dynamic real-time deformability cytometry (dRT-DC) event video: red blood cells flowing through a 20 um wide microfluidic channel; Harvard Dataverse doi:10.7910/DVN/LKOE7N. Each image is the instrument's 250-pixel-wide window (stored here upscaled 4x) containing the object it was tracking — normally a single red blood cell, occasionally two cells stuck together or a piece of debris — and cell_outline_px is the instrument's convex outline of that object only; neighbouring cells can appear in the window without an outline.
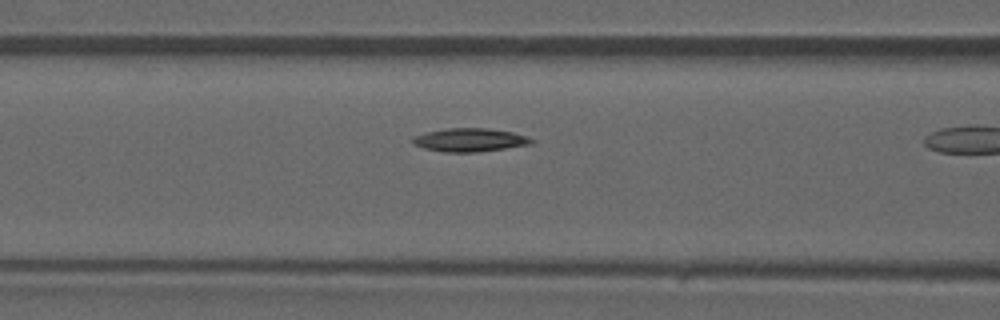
{"species": "common noctule bat (a hibernating species)", "species_latin": "Nyctalus noctula", "temperature_condition": "warm", "stored_images_in_passage": 11, "camera_frame_rate_fps": 3000, "um_per_image_px": 0.085, "animal": {"sex": "male", "forearm_length_mm": 52.5}, "frame": {"image": 1, "passage_image": 7, "time_ms": 2.0, "image_size_px": [1000, 320], "cell_outline_px": [[536, 144], [476, 152], [444, 152], [424, 148], [412, 144], [412, 136], [428, 132], [448, 128], [488, 128], [512, 132], [536, 140]], "centroid_in_image_um": [39.96, 11.9], "position_along_channel_um": 126.6, "area_um2": 16.24}}
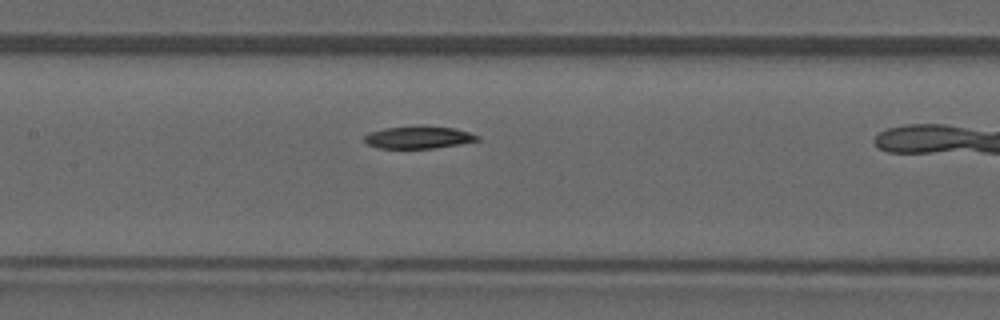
{"frame": {"image": 2, "passage_image": 10, "time_ms": 3.0, "image_size_px": [1000, 320], "cell_outline_px": [[480, 140], [460, 144], [432, 148], [380, 148], [368, 144], [364, 140], [364, 136], [368, 132], [384, 128], [420, 124], [456, 128], [480, 136]], "centroid_in_image_um": [35.58, 11.64], "position_along_channel_um": 171.8, "area_um2": 15.09}}